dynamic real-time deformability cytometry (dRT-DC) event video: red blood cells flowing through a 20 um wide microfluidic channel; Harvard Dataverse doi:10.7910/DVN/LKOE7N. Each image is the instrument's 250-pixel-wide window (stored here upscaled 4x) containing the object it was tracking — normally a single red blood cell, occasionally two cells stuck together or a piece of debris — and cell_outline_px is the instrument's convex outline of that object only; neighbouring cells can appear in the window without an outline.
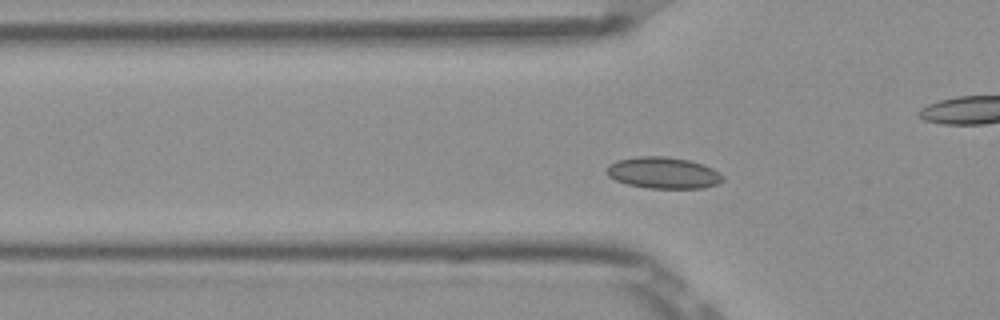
{"species": "Egyptian fruit bat (a non-hibernating species)", "species_latin": "Rousettus aegyptiacus", "temperature_condition": "room temperature", "stored_images_in_passage": 44, "camera_frame_rate_fps": 3000, "um_per_image_px": 0.085, "frame": {"image": 1, "passage_image": 7, "time_ms": 2.0, "image_size_px": [1000, 320], "cell_outline_px": [[724, 180], [716, 184], [704, 188], [648, 188], [628, 184], [616, 180], [608, 176], [608, 164], [616, 160], [636, 156], [664, 156], [688, 160], [704, 164], [712, 168], [724, 176]], "centroid_in_image_um": [56.39, 14.68], "position_along_channel_um": 69.4, "area_um2": 21.27}}
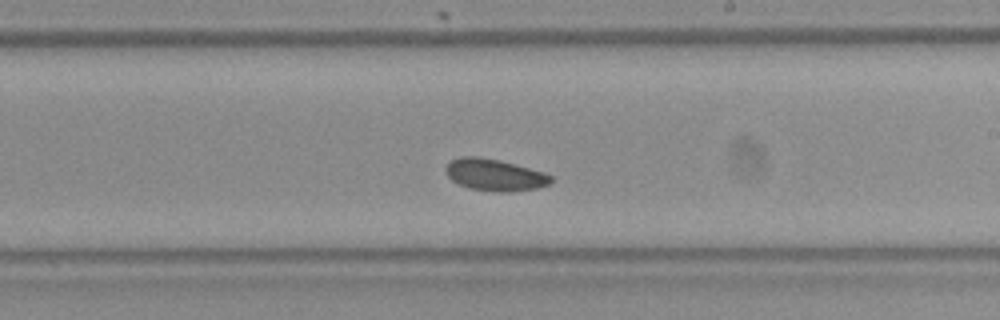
{"frame": {"image": 2, "passage_image": 21, "time_ms": 6.667, "image_size_px": [1000, 320], "cell_outline_px": [[552, 180], [548, 184], [536, 188], [508, 192], [496, 192], [468, 188], [452, 180], [448, 176], [444, 168], [448, 160], [460, 156], [480, 156], [500, 160], [544, 172], [552, 176]], "centroid_in_image_um": [42.0, 14.85], "position_along_channel_um": 247.0, "area_um2": 19.65}}
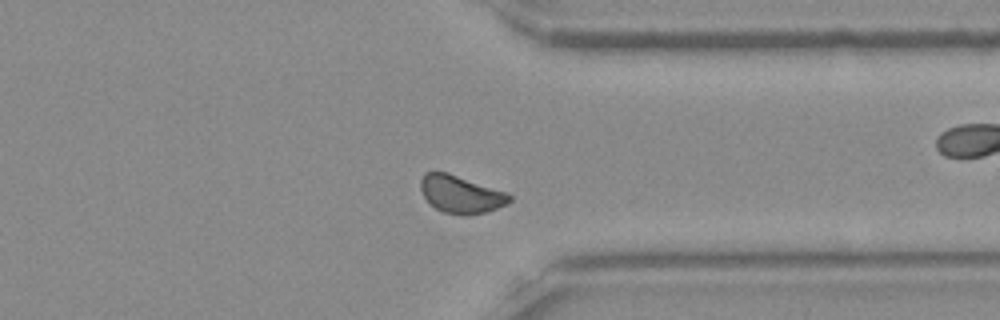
{"frame": {"image": 3, "passage_image": 31, "time_ms": 10.0, "image_size_px": [1000, 320], "cell_outline_px": [[512, 200], [508, 204], [488, 212], [468, 216], [460, 216], [444, 212], [436, 208], [424, 196], [420, 188], [420, 180], [424, 172], [448, 172], [508, 192], [512, 196]], "centroid_in_image_um": [39.22, 16.52], "position_along_channel_um": 372.2, "area_um2": 19.83}, "authors_computed_cell_mechanics": {"area_um2": 19.4786, "velocity_mm_per_s": 3.8095, "shape_relaxation_time_tau1_ms": null, "shape_relaxation_time_tau2_ms": 4.0759, "deformation_change_tau1": null, "deformation_change_tau2": 0.0436}}